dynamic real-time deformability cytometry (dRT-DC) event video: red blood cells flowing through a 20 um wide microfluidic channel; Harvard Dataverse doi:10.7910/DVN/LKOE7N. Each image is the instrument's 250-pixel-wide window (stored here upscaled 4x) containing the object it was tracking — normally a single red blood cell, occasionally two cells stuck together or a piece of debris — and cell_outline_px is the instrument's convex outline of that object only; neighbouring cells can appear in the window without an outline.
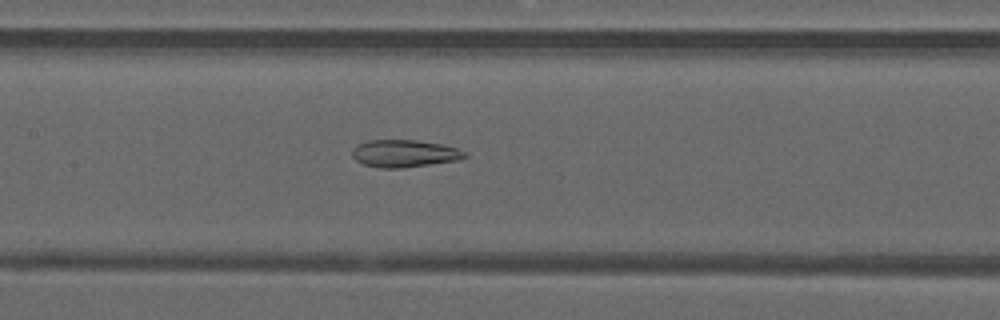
{"species": "common noctule bat (a hibernating species)", "species_latin": "Nyctalus noctula", "temperature_condition": "warm", "stored_images_in_passage": 35, "camera_frame_rate_fps": 3000, "um_per_image_px": 0.085, "animal": {"sex": "male", "forearm_length_mm": 52.5}, "frame": {"image": 1, "passage_image": 9, "time_ms": 2.667, "image_size_px": [1000, 320], "cell_outline_px": [[468, 156], [460, 160], [404, 168], [380, 168], [364, 164], [356, 160], [352, 156], [352, 152], [356, 144], [368, 140], [416, 140], [440, 144], [456, 148], [464, 152]], "centroid_in_image_um": [34.36, 13.05], "position_along_channel_um": 173.0, "area_um2": 17.98}}
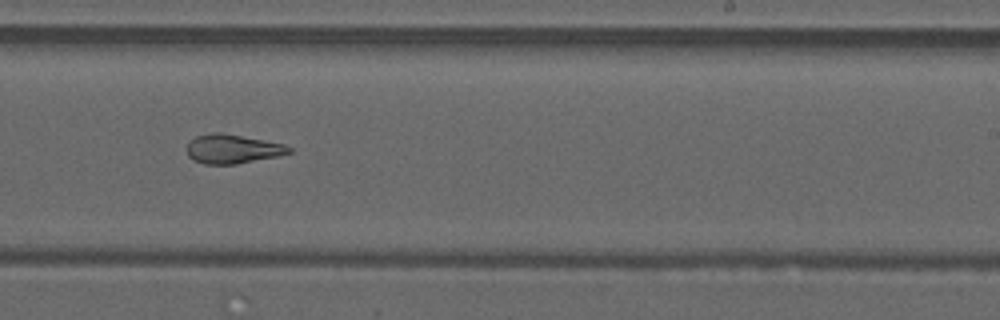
{"frame": {"image": 2, "passage_image": 16, "time_ms": 5.0, "image_size_px": [1000, 320], "cell_outline_px": [[292, 152], [276, 156], [236, 164], [204, 164], [192, 160], [188, 156], [188, 144], [196, 136], [212, 132], [220, 132], [264, 140], [284, 144], [292, 148]], "centroid_in_image_um": [19.75, 12.66], "position_along_channel_um": 269.2, "area_um2": 17.17}}
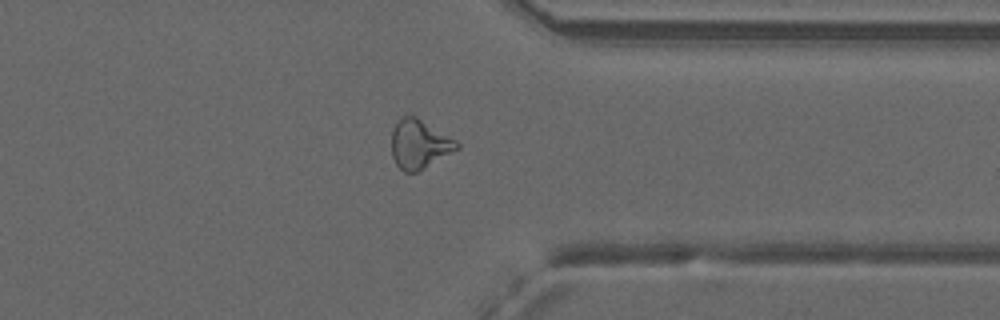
{"frame": {"image": 3, "passage_image": 24, "time_ms": 7.667, "image_size_px": [1000, 320], "cell_outline_px": [[460, 148], [416, 172], [404, 172], [396, 164], [392, 156], [392, 128], [404, 116], [416, 116], [456, 140], [460, 144]], "centroid_in_image_um": [35.64, 12.26], "position_along_channel_um": 375.8, "area_um2": 18.38}, "authors_computed_cell_mechanics": {"area_um2": 18.207, "velocity_mm_per_s": 4.1468, "shape_relaxation_time_tau1_ms": null, "shape_relaxation_time_tau2_ms": 3.4376, "deformation_change_tau1": null, "deformation_change_tau2": 0.1282}}